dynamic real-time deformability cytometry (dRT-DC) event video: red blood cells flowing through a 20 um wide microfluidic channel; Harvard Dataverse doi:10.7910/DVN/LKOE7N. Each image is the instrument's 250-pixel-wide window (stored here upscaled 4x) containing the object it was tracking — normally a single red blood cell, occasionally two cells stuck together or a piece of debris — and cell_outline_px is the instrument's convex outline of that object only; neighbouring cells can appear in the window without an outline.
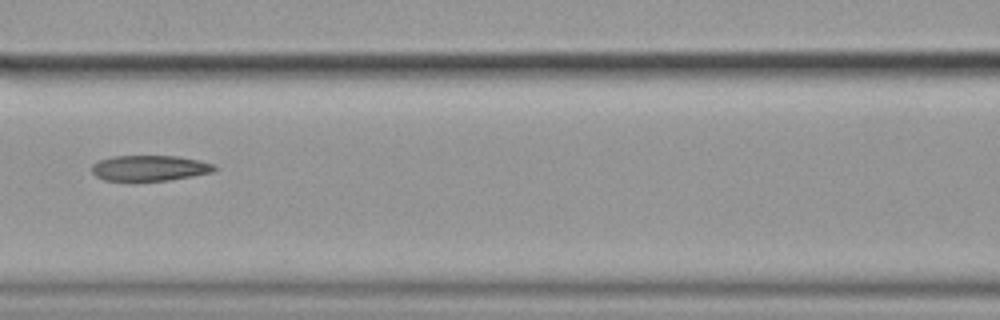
{"species": "common noctule bat (a hibernating species)", "species_latin": "Nyctalus noctula", "temperature_condition": "cold", "stored_images_in_passage": 14, "camera_frame_rate_fps": 3000, "um_per_image_px": 0.085, "animal": {"sex": "female", "body_mass_g": 19.9}, "frame": {"image": 1, "passage_image": 5, "time_ms": 1.333, "image_size_px": [1000, 320], "cell_outline_px": [[216, 168], [212, 172], [192, 176], [168, 180], [104, 180], [96, 176], [92, 172], [92, 164], [100, 160], [112, 156], [176, 156], [200, 160], [216, 164]], "centroid_in_image_um": [12.73, 14.27], "position_along_channel_um": 153.9, "area_um2": 18.15}}
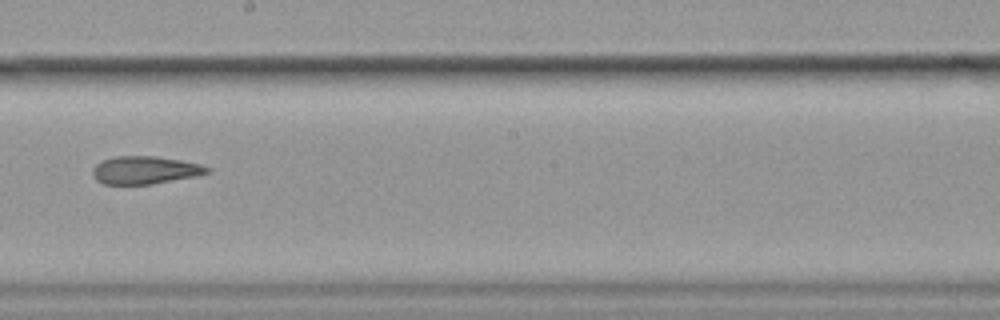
{"frame": {"image": 2, "passage_image": 7, "time_ms": 2.0, "image_size_px": [1000, 320], "cell_outline_px": [[208, 172], [196, 176], [152, 184], [104, 184], [96, 180], [92, 172], [92, 168], [96, 164], [104, 160], [116, 156], [156, 156], [180, 160], [200, 164], [208, 168]], "centroid_in_image_um": [12.29, 14.46], "position_along_channel_um": 235.9, "area_um2": 18.38}}
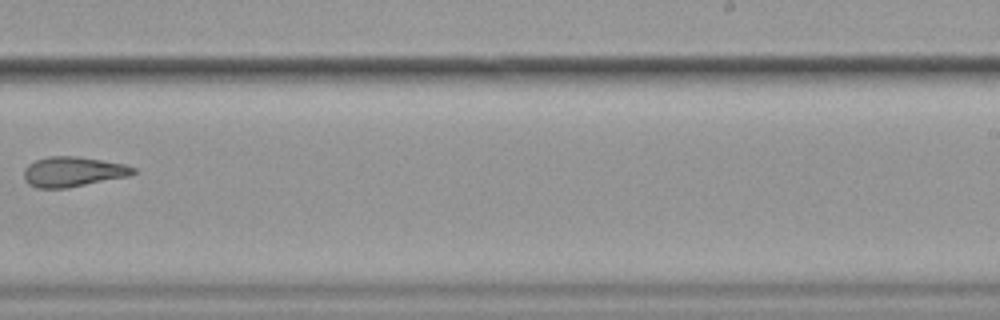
{"frame": {"image": 3, "passage_image": 8, "time_ms": 2.333, "image_size_px": [1000, 320], "cell_outline_px": [[136, 172], [128, 176], [68, 188], [36, 188], [28, 184], [24, 180], [24, 168], [28, 164], [36, 160], [48, 156], [76, 156], [124, 164], [136, 168]], "centroid_in_image_um": [6.16, 14.6], "position_along_channel_um": 282.8, "area_um2": 19.13}}